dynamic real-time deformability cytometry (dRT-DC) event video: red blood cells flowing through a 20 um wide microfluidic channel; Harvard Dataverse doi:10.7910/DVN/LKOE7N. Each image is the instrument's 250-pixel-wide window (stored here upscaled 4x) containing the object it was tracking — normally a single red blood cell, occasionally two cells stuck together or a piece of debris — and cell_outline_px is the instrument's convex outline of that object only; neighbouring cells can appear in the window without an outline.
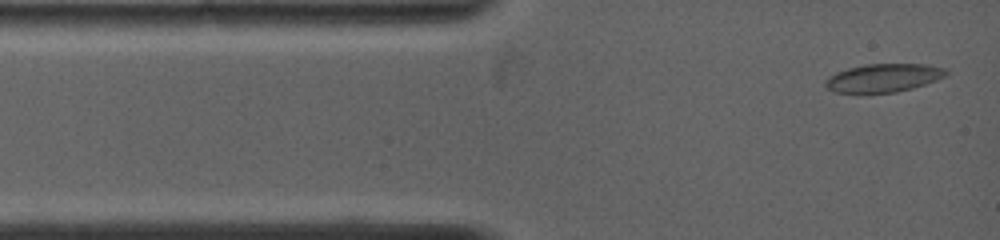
{"species": "common noctule bat (a hibernating species)", "species_latin": "Nyctalus noctula", "temperature_condition": "warm", "stored_images_in_passage": 9, "camera_frame_rate_fps": 5000, "um_per_image_px": 0.085, "animal": {"sex": "female", "body_mass_g": 19.0, "forearm_length_mm": 53.3}, "frame": {"image": 1, "passage_image": 1, "time_ms": 0.0, "image_size_px": [1000, 240], "cell_outline_px": [[948, 72], [944, 76], [936, 80], [912, 88], [896, 92], [836, 92], [828, 88], [824, 84], [824, 80], [828, 76], [836, 72], [848, 68], [868, 64], [928, 64], [948, 68]], "centroid_in_image_um": [75.11, 6.6], "position_along_channel_um": 9.9, "area_um2": 19.77}}
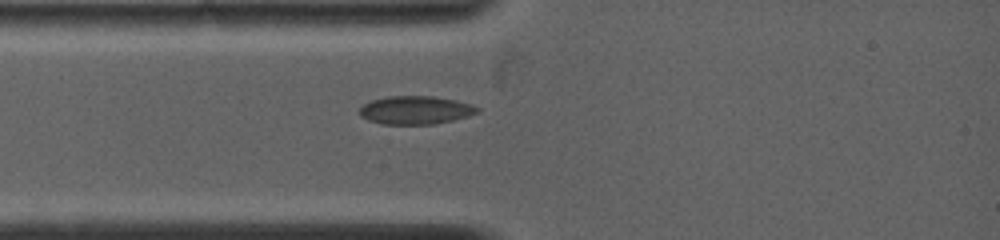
{"frame": {"image": 2, "passage_image": 6, "time_ms": 2.0, "image_size_px": [1000, 240], "cell_outline_px": [[480, 108], [476, 112], [468, 116], [452, 120], [432, 124], [384, 124], [368, 120], [360, 116], [360, 108], [364, 104], [372, 100], [388, 96], [432, 96], [456, 100], [472, 104]], "centroid_in_image_um": [35.31, 9.35], "position_along_channel_um": 49.7, "area_um2": 19.25}}
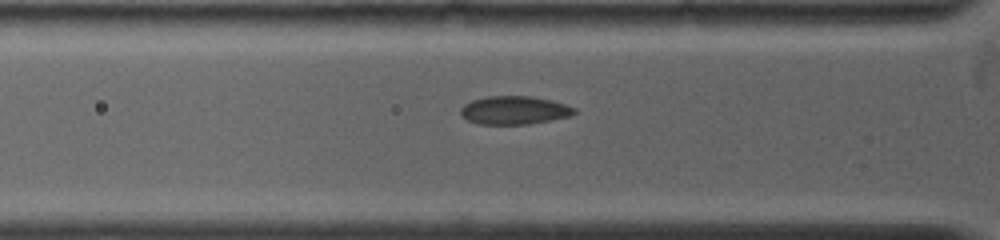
{"frame": {"image": 3, "passage_image": 8, "time_ms": 2.8, "image_size_px": [1000, 240], "cell_outline_px": [[576, 112], [568, 116], [528, 124], [480, 124], [468, 120], [460, 116], [460, 108], [464, 104], [472, 100], [488, 96], [532, 96], [564, 104], [576, 108]], "centroid_in_image_um": [43.65, 9.37], "position_along_channel_um": 82.1, "area_um2": 18.55}}